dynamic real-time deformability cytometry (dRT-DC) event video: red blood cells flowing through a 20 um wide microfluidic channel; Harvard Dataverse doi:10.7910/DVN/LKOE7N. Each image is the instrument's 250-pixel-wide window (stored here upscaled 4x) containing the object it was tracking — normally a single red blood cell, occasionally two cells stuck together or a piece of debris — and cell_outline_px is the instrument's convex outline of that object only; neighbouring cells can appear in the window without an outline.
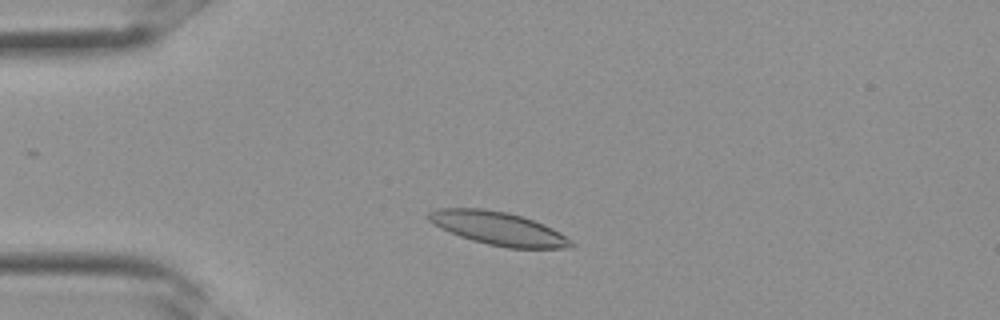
{"species": "Egyptian fruit bat (a non-hibernating species)", "species_latin": "Rousettus aegyptiacus", "temperature_condition": "room temperature", "stored_images_in_passage": 30, "camera_frame_rate_fps": 3000, "um_per_image_px": 0.085, "frame": {"image": 1, "passage_image": 4, "time_ms": 1.0, "image_size_px": [1000, 320], "cell_outline_px": [[576, 244], [572, 248], [508, 248], [488, 244], [472, 240], [448, 232], [432, 224], [428, 220], [428, 212], [436, 208], [484, 208], [508, 212], [544, 224], [560, 232], [572, 240]], "centroid_in_image_um": [42.35, 19.41], "position_along_channel_um": 42.6, "area_um2": 27.8}}
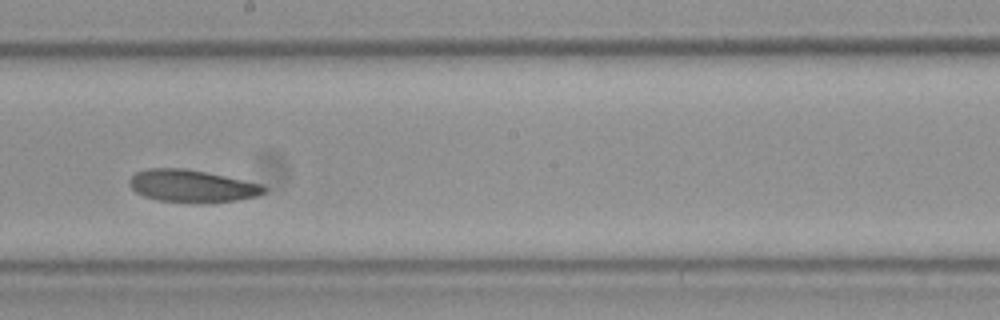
{"frame": {"image": 2, "passage_image": 15, "time_ms": 4.667, "image_size_px": [1000, 320], "cell_outline_px": [[268, 188], [264, 192], [256, 196], [236, 200], [160, 200], [144, 196], [136, 192], [128, 184], [128, 180], [136, 172], [144, 168], [184, 168], [264, 184]], "centroid_in_image_um": [16.28, 15.76], "position_along_channel_um": 231.9, "area_um2": 24.45}}
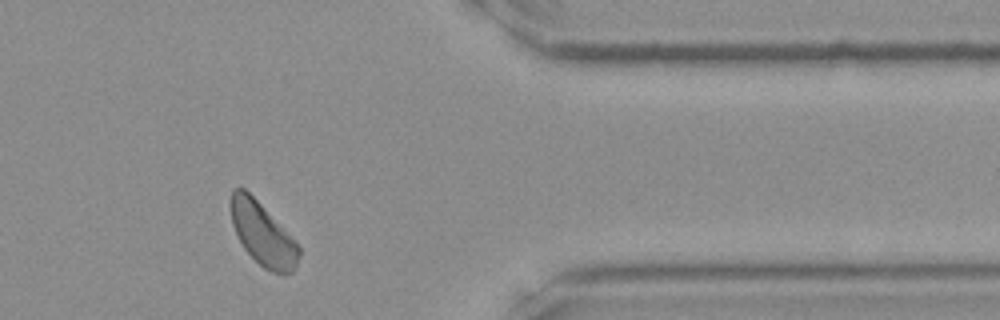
{"frame": {"image": 3, "passage_image": 24, "time_ms": 7.667, "image_size_px": [1000, 320], "cell_outline_px": [[300, 252], [296, 268], [292, 272], [272, 272], [264, 268], [244, 248], [232, 224], [228, 204], [232, 188], [244, 188], [260, 204], [300, 248]], "centroid_in_image_um": [22.26, 19.87], "position_along_channel_um": 389.1, "area_um2": 24.22}}